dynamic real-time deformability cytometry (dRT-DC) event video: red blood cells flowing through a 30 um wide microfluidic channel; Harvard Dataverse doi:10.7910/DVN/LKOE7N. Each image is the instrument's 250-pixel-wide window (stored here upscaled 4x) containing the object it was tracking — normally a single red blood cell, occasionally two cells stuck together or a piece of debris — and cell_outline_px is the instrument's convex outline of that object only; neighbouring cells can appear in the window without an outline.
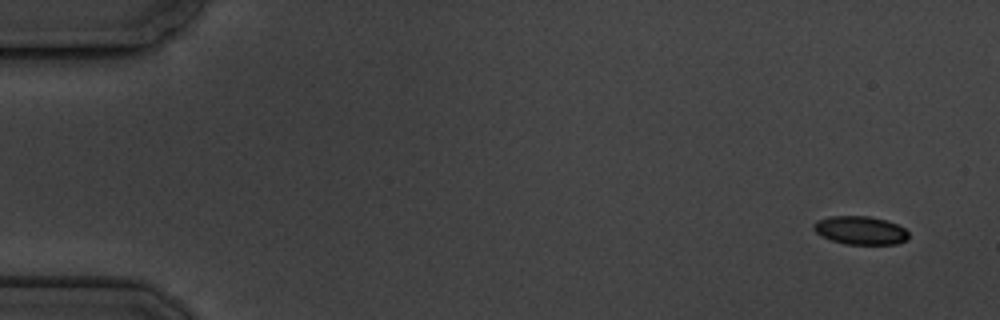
{"species": "common noctule bat (a hibernating species)", "species_latin": "Nyctalus noctula", "temperature_condition": "cold", "stored_images_in_passage": 6, "camera_frame_rate_fps": 3000, "um_per_image_px": 0.085, "animal": {"sex": "male", "body_mass_g": 19.5, "forearm_length_mm": 54.6}, "frame": {"image": 1, "passage_image": 1, "time_ms": 0.0, "image_size_px": [1000, 320], "cell_outline_px": [[908, 240], [896, 244], [844, 244], [820, 236], [812, 228], [812, 224], [816, 220], [828, 216], [868, 216], [884, 220], [896, 224], [904, 228], [908, 232]], "centroid_in_image_um": [73.09, 19.58], "position_along_channel_um": 11.9, "area_um2": 15.78}}
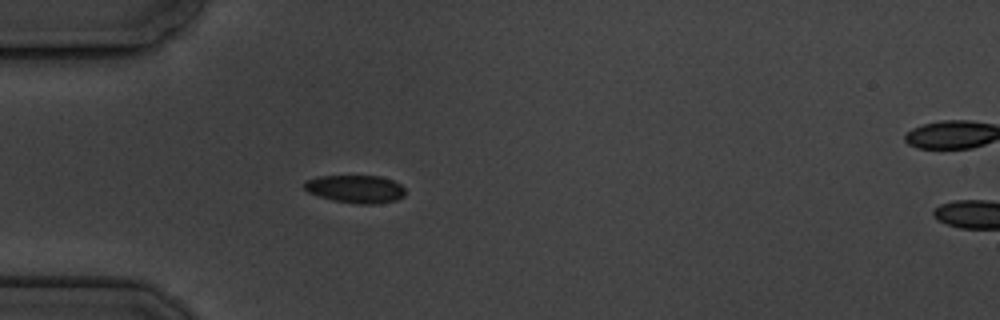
{"frame": {"image": 2, "passage_image": 5, "time_ms": 4.667, "image_size_px": [1000, 320], "cell_outline_px": [[404, 196], [396, 200], [372, 204], [360, 204], [332, 200], [308, 192], [304, 188], [304, 180], [316, 176], [380, 176], [392, 180], [400, 184], [404, 188]], "centroid_in_image_um": [30.19, 16.05], "position_along_channel_um": 54.8, "area_um2": 16.36}}